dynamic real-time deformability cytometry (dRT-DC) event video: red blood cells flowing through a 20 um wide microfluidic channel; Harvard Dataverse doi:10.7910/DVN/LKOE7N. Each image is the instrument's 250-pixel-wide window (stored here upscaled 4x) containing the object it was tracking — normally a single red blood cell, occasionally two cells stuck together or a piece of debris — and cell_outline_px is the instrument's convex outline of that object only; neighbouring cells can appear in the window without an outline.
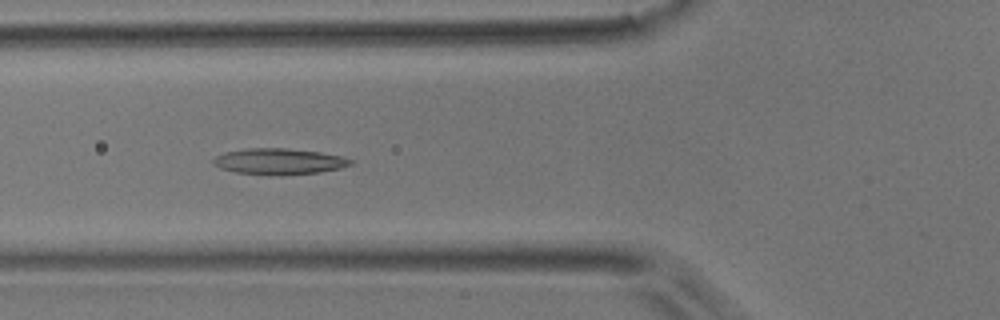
{"species": "common noctule bat (a hibernating species)", "species_latin": "Nyctalus noctula", "temperature_condition": "room temperature", "stored_images_in_passage": 46, "camera_frame_rate_fps": 3000, "um_per_image_px": 0.085, "animal": {"sex": "male", "body_mass_g": 17.9}, "frame": {"image": 1, "passage_image": 18, "time_ms": 5.667, "image_size_px": [1000, 320], "cell_outline_px": [[352, 164], [340, 168], [320, 172], [280, 176], [236, 172], [220, 168], [212, 164], [212, 160], [216, 156], [224, 152], [248, 148], [284, 148], [320, 152], [344, 156], [352, 160]], "centroid_in_image_um": [23.72, 13.72], "position_along_channel_um": 102.1, "area_um2": 20.98}}
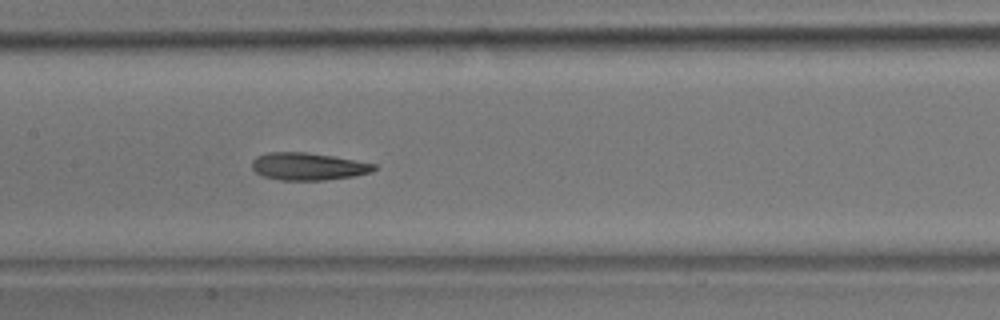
{"frame": {"image": 2, "passage_image": 24, "time_ms": 7.667, "image_size_px": [1000, 320], "cell_outline_px": [[376, 168], [372, 172], [352, 176], [324, 180], [280, 180], [260, 176], [252, 168], [252, 160], [256, 156], [268, 152], [308, 152], [356, 160], [376, 164]], "centroid_in_image_um": [26.16, 14.14], "position_along_channel_um": 181.2, "area_um2": 19.59}}
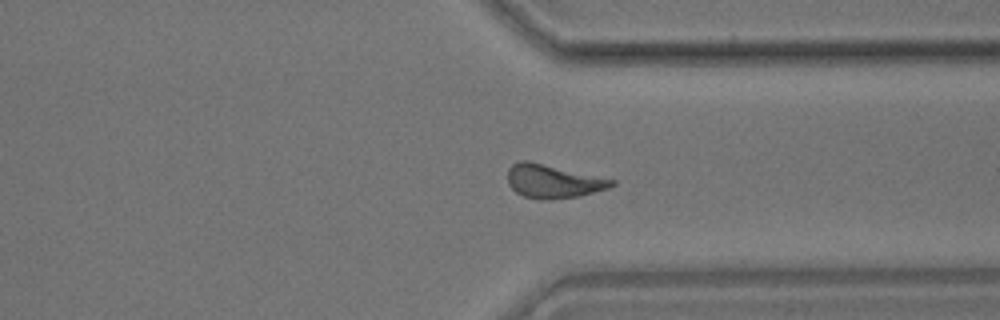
{"frame": {"image": 3, "passage_image": 38, "time_ms": 12.333, "image_size_px": [1000, 320], "cell_outline_px": [[616, 184], [608, 188], [580, 196], [552, 200], [540, 200], [524, 196], [516, 192], [508, 184], [508, 168], [512, 164], [520, 160], [528, 160], [616, 180]], "centroid_in_image_um": [47.0, 15.41], "position_along_channel_um": 364.4, "area_um2": 20.46}, "authors_computed_cell_mechanics": {"area_um2": 20.3745, "velocity_mm_per_s": 3.9382, "shape_relaxation_time_tau1_ms": 8.5295, "shape_relaxation_time_tau2_ms": 3.9343, "deformation_change_tau1": 0.211, "deformation_change_tau2": 0.1304}}